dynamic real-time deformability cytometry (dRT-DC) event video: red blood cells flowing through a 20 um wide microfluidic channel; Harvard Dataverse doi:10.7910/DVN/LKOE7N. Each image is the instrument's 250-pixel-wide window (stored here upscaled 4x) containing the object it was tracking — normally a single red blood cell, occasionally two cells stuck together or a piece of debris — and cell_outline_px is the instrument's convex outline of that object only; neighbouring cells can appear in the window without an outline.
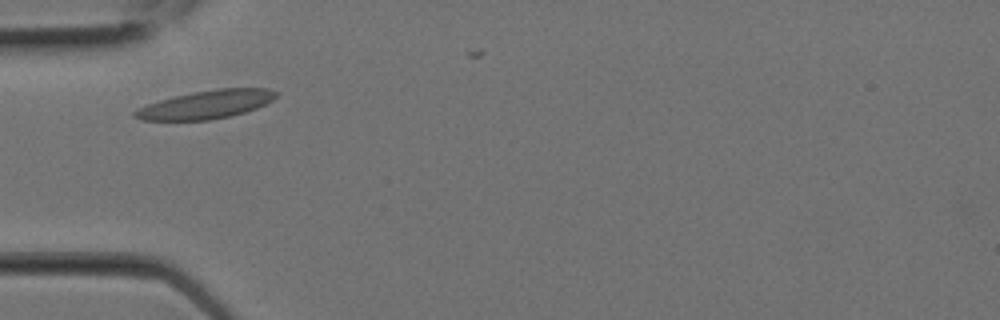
{"species": "Egyptian fruit bat (a non-hibernating species)", "species_latin": "Rousettus aegyptiacus", "temperature_condition": "room temperature", "stored_images_in_passage": 5, "camera_frame_rate_fps": 3000, "um_per_image_px": 0.085, "animal": {"sex": "female"}, "frame": {"image": 1, "passage_image": 3, "time_ms": 0.667, "image_size_px": [1000, 320], "cell_outline_px": [[280, 92], [272, 100], [256, 108], [232, 116], [208, 120], [144, 120], [132, 116], [132, 112], [136, 108], [160, 100], [192, 92], [216, 88], [268, 88]], "centroid_in_image_um": [17.53, 8.88], "position_along_channel_um": 67.5, "area_um2": 23.29}}